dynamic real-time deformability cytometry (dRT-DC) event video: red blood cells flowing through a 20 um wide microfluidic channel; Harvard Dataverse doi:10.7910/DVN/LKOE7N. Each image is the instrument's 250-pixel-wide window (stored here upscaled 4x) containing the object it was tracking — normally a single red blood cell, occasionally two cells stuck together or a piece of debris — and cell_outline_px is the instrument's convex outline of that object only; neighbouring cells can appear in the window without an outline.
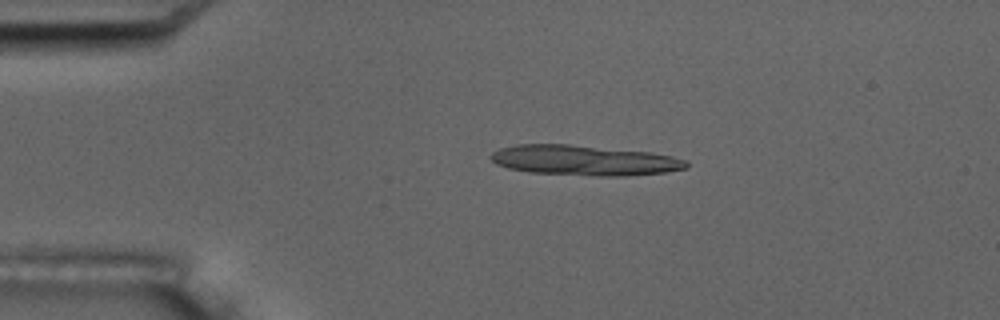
{"species": "common noctule bat (a hibernating species)", "species_latin": "Nyctalus noctula", "temperature_condition": "room temperature", "stored_images_in_passage": 5, "camera_frame_rate_fps": 3000, "um_per_image_px": 0.085, "animal": {"sex": "male", "body_mass_g": 17.5, "forearm_length_mm": 52.3}, "frame": {"image": 1, "passage_image": 4, "time_ms": 3.0, "image_size_px": [1000, 320], "cell_outline_px": [[688, 168], [664, 172], [624, 176], [600, 176], [528, 172], [508, 168], [496, 164], [488, 156], [492, 152], [500, 148], [516, 144], [568, 144], [652, 152], [672, 156], [684, 160], [688, 164]], "centroid_in_image_um": [49.63, 13.62], "position_along_channel_um": 35.4, "area_um2": 34.45}}